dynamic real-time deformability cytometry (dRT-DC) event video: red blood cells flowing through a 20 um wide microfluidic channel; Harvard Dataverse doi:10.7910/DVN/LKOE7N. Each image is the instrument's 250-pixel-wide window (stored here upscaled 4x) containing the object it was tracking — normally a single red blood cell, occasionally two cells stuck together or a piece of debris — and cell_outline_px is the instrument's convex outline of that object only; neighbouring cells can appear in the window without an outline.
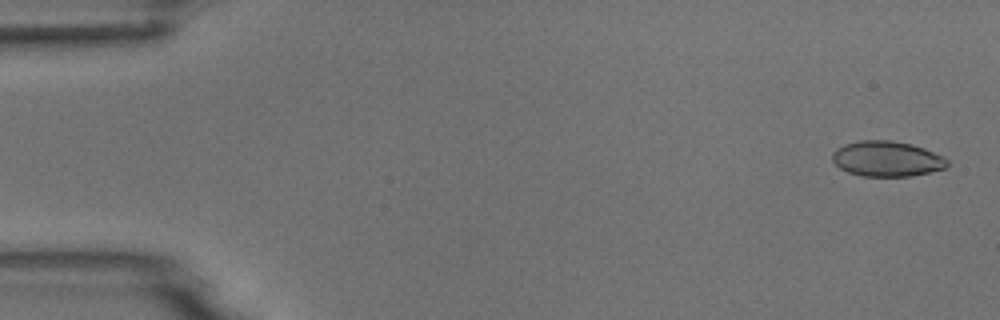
{"species": "common noctule bat (a hibernating species)", "species_latin": "Nyctalus noctula", "temperature_condition": "room temperature", "stored_images_in_passage": 5, "camera_frame_rate_fps": 3000, "um_per_image_px": 0.085, "animal": {"sex": "male", "body_mass_g": 18.8}, "frame": {"image": 1, "passage_image": 1, "time_ms": 0.0, "image_size_px": [1000, 320], "cell_outline_px": [[948, 164], [944, 168], [912, 176], [864, 176], [848, 172], [840, 168], [832, 160], [832, 152], [836, 148], [844, 144], [860, 140], [892, 140], [912, 144], [924, 148], [944, 156], [948, 160]], "centroid_in_image_um": [75.37, 13.48], "position_along_channel_um": 9.6, "area_um2": 23.76}}